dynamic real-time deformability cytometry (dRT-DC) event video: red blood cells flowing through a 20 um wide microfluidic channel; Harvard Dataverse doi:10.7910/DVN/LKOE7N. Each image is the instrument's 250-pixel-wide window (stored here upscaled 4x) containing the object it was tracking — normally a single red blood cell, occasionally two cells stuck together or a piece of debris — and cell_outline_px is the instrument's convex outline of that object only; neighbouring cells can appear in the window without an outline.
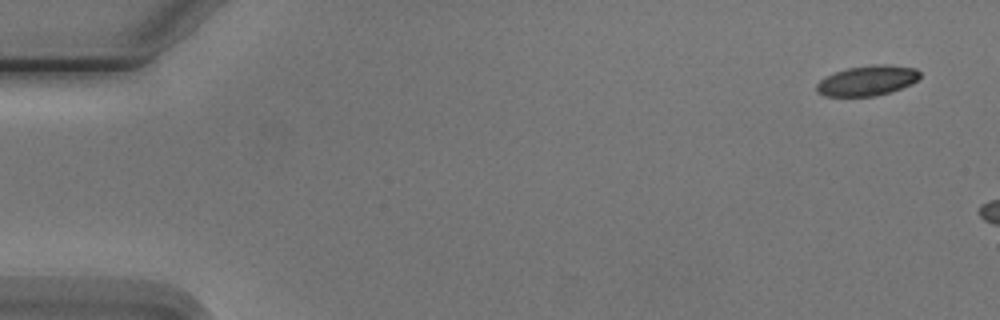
{"species": "Egyptian fruit bat (a non-hibernating species)", "species_latin": "Rousettus aegyptiacus", "temperature_condition": "cold", "stored_images_in_passage": 3, "camera_frame_rate_fps": 3000, "um_per_image_px": 0.085, "animal": {"sex": "male"}, "frame": {"image": 1, "passage_image": 1, "time_ms": 0.0, "image_size_px": [1000, 320], "cell_outline_px": [[920, 76], [912, 84], [892, 92], [876, 96], [824, 96], [816, 92], [816, 84], [820, 80], [836, 72], [848, 68], [872, 64], [888, 64], [916, 68], [920, 72]], "centroid_in_image_um": [73.74, 6.85], "position_along_channel_um": 11.3, "area_um2": 18.26}}